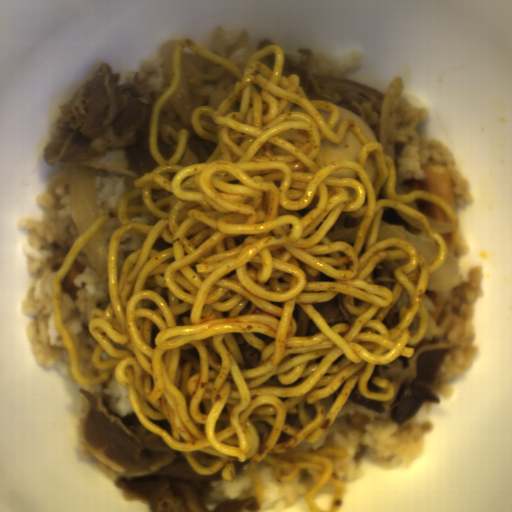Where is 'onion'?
<instances>
[{
    "label": "onion",
    "instance_id": "onion-1",
    "mask_svg": "<svg viewBox=\"0 0 512 512\" xmlns=\"http://www.w3.org/2000/svg\"><path fill=\"white\" fill-rule=\"evenodd\" d=\"M69 178L68 203L77 238L103 216L96 190L95 171L84 165L65 167L49 184V190L59 187Z\"/></svg>",
    "mask_w": 512,
    "mask_h": 512
},
{
    "label": "onion",
    "instance_id": "onion-2",
    "mask_svg": "<svg viewBox=\"0 0 512 512\" xmlns=\"http://www.w3.org/2000/svg\"><path fill=\"white\" fill-rule=\"evenodd\" d=\"M227 72L204 57L185 54L184 49L181 51L180 84L171 98L185 123L193 127L191 114L194 108L208 106L198 94L200 87Z\"/></svg>",
    "mask_w": 512,
    "mask_h": 512
},
{
    "label": "onion",
    "instance_id": "onion-3",
    "mask_svg": "<svg viewBox=\"0 0 512 512\" xmlns=\"http://www.w3.org/2000/svg\"><path fill=\"white\" fill-rule=\"evenodd\" d=\"M404 90L401 77L391 81L384 92V103L380 121L379 143L383 145L384 155L390 157L395 165V126L398 100Z\"/></svg>",
    "mask_w": 512,
    "mask_h": 512
},
{
    "label": "onion",
    "instance_id": "onion-4",
    "mask_svg": "<svg viewBox=\"0 0 512 512\" xmlns=\"http://www.w3.org/2000/svg\"><path fill=\"white\" fill-rule=\"evenodd\" d=\"M450 346V341L440 340L439 343L432 345H423L415 350V354L409 357L410 363L407 368L399 361H393L389 364H379L380 377L388 379L394 388V396L399 394L402 387L416 379L418 357L430 351H447Z\"/></svg>",
    "mask_w": 512,
    "mask_h": 512
},
{
    "label": "onion",
    "instance_id": "onion-5",
    "mask_svg": "<svg viewBox=\"0 0 512 512\" xmlns=\"http://www.w3.org/2000/svg\"><path fill=\"white\" fill-rule=\"evenodd\" d=\"M387 238H399L409 241L422 255L428 265L432 263L438 255V244L421 229L417 233H409L400 226L380 224L375 243Z\"/></svg>",
    "mask_w": 512,
    "mask_h": 512
},
{
    "label": "onion",
    "instance_id": "onion-6",
    "mask_svg": "<svg viewBox=\"0 0 512 512\" xmlns=\"http://www.w3.org/2000/svg\"><path fill=\"white\" fill-rule=\"evenodd\" d=\"M109 239L105 221L82 245L97 273L108 285V265L110 260Z\"/></svg>",
    "mask_w": 512,
    "mask_h": 512
},
{
    "label": "onion",
    "instance_id": "onion-7",
    "mask_svg": "<svg viewBox=\"0 0 512 512\" xmlns=\"http://www.w3.org/2000/svg\"><path fill=\"white\" fill-rule=\"evenodd\" d=\"M463 276L460 262L454 254L446 250L443 264L435 271L429 272L426 290L436 291V293L448 291L457 286Z\"/></svg>",
    "mask_w": 512,
    "mask_h": 512
},
{
    "label": "onion",
    "instance_id": "onion-8",
    "mask_svg": "<svg viewBox=\"0 0 512 512\" xmlns=\"http://www.w3.org/2000/svg\"><path fill=\"white\" fill-rule=\"evenodd\" d=\"M362 220L344 211L328 231L327 236L331 242L341 241L345 244H354Z\"/></svg>",
    "mask_w": 512,
    "mask_h": 512
},
{
    "label": "onion",
    "instance_id": "onion-9",
    "mask_svg": "<svg viewBox=\"0 0 512 512\" xmlns=\"http://www.w3.org/2000/svg\"><path fill=\"white\" fill-rule=\"evenodd\" d=\"M213 44L215 46L217 56L227 60L231 61V59L234 57V55L237 53V51L244 46L246 43L248 37L246 33L243 31L238 40L228 46L226 40H225V32H223L221 26L218 28H215L213 34Z\"/></svg>",
    "mask_w": 512,
    "mask_h": 512
},
{
    "label": "onion",
    "instance_id": "onion-10",
    "mask_svg": "<svg viewBox=\"0 0 512 512\" xmlns=\"http://www.w3.org/2000/svg\"><path fill=\"white\" fill-rule=\"evenodd\" d=\"M179 40H168L162 43V55L164 63L165 77L169 86L173 75V54L174 48Z\"/></svg>",
    "mask_w": 512,
    "mask_h": 512
},
{
    "label": "onion",
    "instance_id": "onion-11",
    "mask_svg": "<svg viewBox=\"0 0 512 512\" xmlns=\"http://www.w3.org/2000/svg\"><path fill=\"white\" fill-rule=\"evenodd\" d=\"M429 226L432 230H434L438 235H451V232H455L456 226L454 222L444 223L432 218L427 217Z\"/></svg>",
    "mask_w": 512,
    "mask_h": 512
},
{
    "label": "onion",
    "instance_id": "onion-12",
    "mask_svg": "<svg viewBox=\"0 0 512 512\" xmlns=\"http://www.w3.org/2000/svg\"><path fill=\"white\" fill-rule=\"evenodd\" d=\"M411 303V300H410V297L409 295L407 294V292L404 290V288L402 287L401 289V292H400V295L396 301V305L401 309V307H404V308H407L409 307Z\"/></svg>",
    "mask_w": 512,
    "mask_h": 512
}]
</instances>
